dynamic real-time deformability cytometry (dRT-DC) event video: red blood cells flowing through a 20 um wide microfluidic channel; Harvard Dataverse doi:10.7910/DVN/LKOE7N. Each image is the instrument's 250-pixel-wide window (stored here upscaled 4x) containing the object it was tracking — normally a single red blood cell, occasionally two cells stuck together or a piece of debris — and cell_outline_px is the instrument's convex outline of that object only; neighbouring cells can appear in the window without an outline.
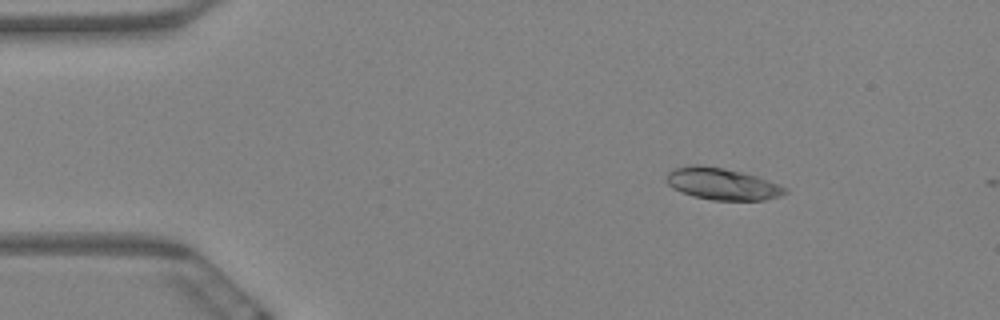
{"species": "Egyptian fruit bat (a non-hibernating species)", "species_latin": "Rousettus aegyptiacus", "temperature_condition": "warm", "stored_images_in_passage": 6, "camera_frame_rate_fps": 3000, "um_per_image_px": 0.085, "animal": {"sex": "female"}, "frame": {"image": 1, "passage_image": 3, "time_ms": 0.667, "image_size_px": [1000, 320], "cell_outline_px": [[788, 192], [780, 196], [764, 200], [712, 200], [692, 196], [672, 188], [664, 180], [668, 172], [676, 168], [692, 164], [700, 164], [724, 168], [756, 176], [780, 184], [788, 188]], "centroid_in_image_um": [61.37, 15.63], "position_along_channel_um": 23.6, "area_um2": 22.14}}